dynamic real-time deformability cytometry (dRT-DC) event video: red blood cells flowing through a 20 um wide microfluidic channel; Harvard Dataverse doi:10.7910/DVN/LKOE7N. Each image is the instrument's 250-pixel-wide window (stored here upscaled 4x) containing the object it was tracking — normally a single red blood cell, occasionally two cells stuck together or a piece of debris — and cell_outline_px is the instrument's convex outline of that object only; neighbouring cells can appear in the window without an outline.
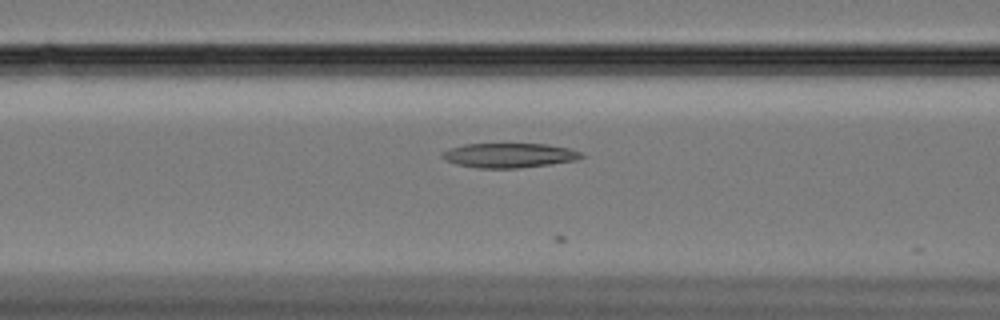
{"species": "Egyptian fruit bat (a non-hibernating species)", "species_latin": "Rousettus aegyptiacus", "temperature_condition": "cold", "stored_images_in_passage": 28, "camera_frame_rate_fps": 3000, "um_per_image_px": 0.085, "animal": {"sex": "female"}, "frame": {"image": 1, "passage_image": 6, "time_ms": 1.667, "image_size_px": [1000, 320], "cell_outline_px": [[560, 160], [536, 164], [472, 164], [480, 144], [532, 144], [556, 148]], "centroid_in_image_um": [43.77, 13.11], "position_along_channel_um": 122.8, "area_um2": 11.16}}
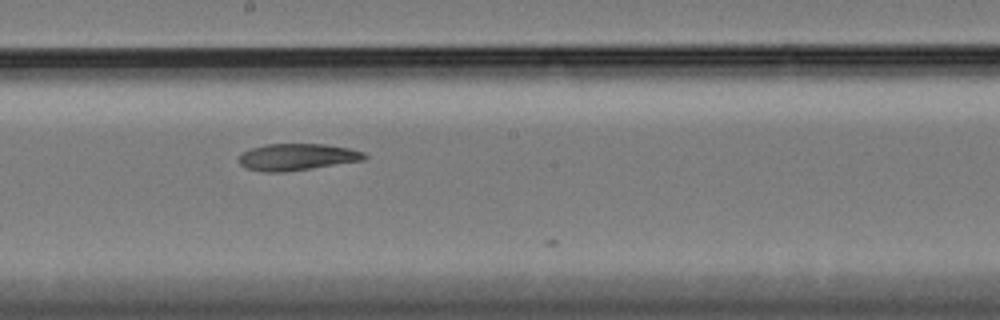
{"frame": {"image": 2, "passage_image": 15, "time_ms": 4.667, "image_size_px": [1000, 320], "cell_outline_px": [[364, 156], [348, 160], [300, 168], [256, 168], [264, 148], [284, 144], [304, 144], [340, 148], [356, 152]], "centroid_in_image_um": [25.73, 13.27], "position_along_channel_um": 222.5, "area_um2": 13.29}}
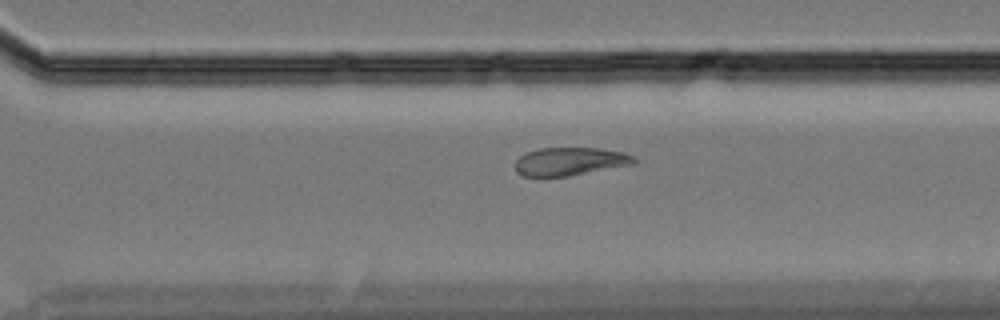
{"frame": {"image": 3, "passage_image": 24, "time_ms": 7.667, "image_size_px": [1000, 320], "cell_outline_px": [[624, 156], [576, 172], [560, 176], [532, 176], [536, 152], [552, 148], [584, 148], [612, 152]], "centroid_in_image_um": [48.36, 13.66], "position_along_channel_um": 322.2, "area_um2": 12.6}}